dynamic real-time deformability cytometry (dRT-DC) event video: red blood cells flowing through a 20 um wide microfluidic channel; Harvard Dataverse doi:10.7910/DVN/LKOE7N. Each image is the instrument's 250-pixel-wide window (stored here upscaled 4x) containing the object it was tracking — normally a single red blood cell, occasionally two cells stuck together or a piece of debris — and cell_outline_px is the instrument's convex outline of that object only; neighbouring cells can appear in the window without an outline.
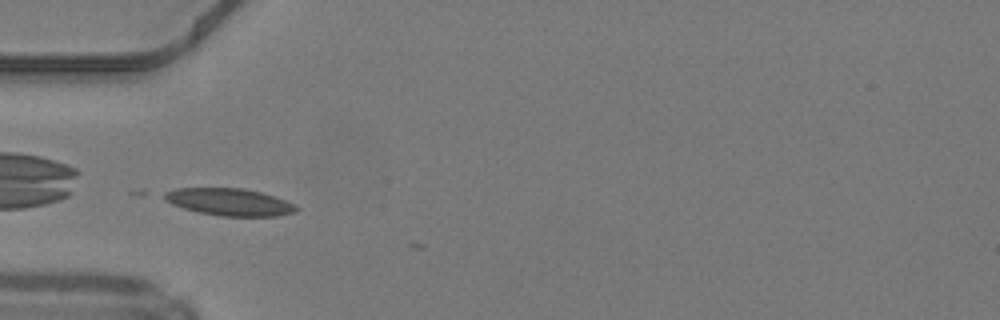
{"species": "common noctule bat (a hibernating species)", "species_latin": "Nyctalus noctula", "temperature_condition": "warm", "stored_images_in_passage": 5, "camera_frame_rate_fps": 3000, "um_per_image_px": 0.085, "animal": {"sex": "male", "body_mass_g": 19.2, "forearm_length_mm": 51.8}, "frame": {"image": 1, "passage_image": 1, "time_ms": 0.0, "image_size_px": [1000, 320], "cell_outline_px": [[300, 208], [296, 212], [280, 216], [220, 216], [200, 212], [184, 208], [172, 204], [164, 200], [164, 192], [176, 188], [244, 188], [276, 196], [296, 204]], "centroid_in_image_um": [19.56, 17.17], "position_along_channel_um": 65.4, "area_um2": 21.1}}
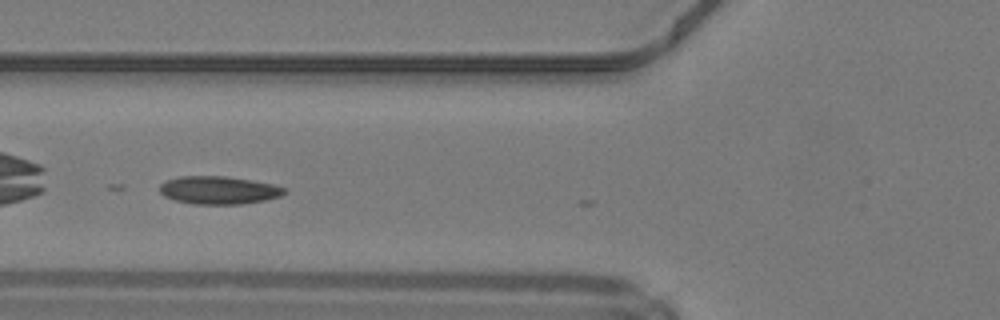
{"frame": {"image": 2, "passage_image": 4, "time_ms": 1.0, "image_size_px": [1000, 320], "cell_outline_px": [[288, 192], [280, 196], [264, 200], [240, 204], [192, 204], [176, 200], [164, 196], [160, 192], [160, 184], [164, 180], [180, 176], [224, 176], [252, 180], [272, 184], [288, 188]], "centroid_in_image_um": [18.59, 16.16], "position_along_channel_um": 107.2, "area_um2": 20.4}}